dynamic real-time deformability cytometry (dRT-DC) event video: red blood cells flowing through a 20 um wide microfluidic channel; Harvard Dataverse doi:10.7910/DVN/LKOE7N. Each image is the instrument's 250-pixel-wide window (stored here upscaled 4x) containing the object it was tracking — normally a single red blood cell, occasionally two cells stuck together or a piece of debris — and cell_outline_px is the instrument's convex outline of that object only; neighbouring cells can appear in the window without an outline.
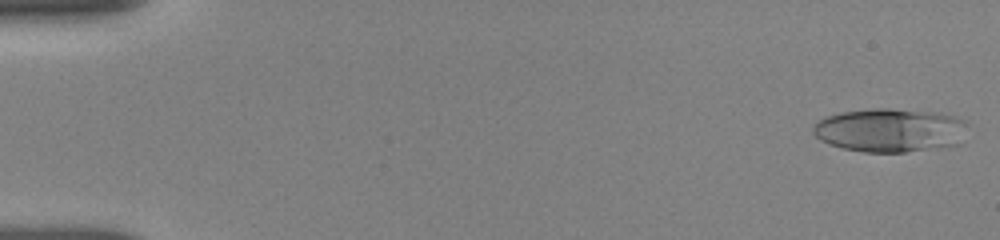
{"species": "human", "species_latin": "Homo sapiens", "temperature_condition": "room temperature", "stored_images_in_passage": 20, "camera_frame_rate_fps": 3000, "um_per_image_px": 0.085, "donor": {"sex": "female"}, "frame": {"image": 1, "passage_image": 1, "time_ms": 0.0, "image_size_px": [1000, 240], "cell_outline_px": [[968, 124], [960, 144], [904, 152], [864, 152], [840, 148], [828, 144], [820, 140], [812, 132], [812, 128], [816, 120], [824, 116], [840, 112], [876, 108], [888, 108], [940, 112], [956, 116], [968, 120]], "centroid_in_image_um": [75.65, 11.05], "position_along_channel_um": 9.4, "area_um2": 40.0}}
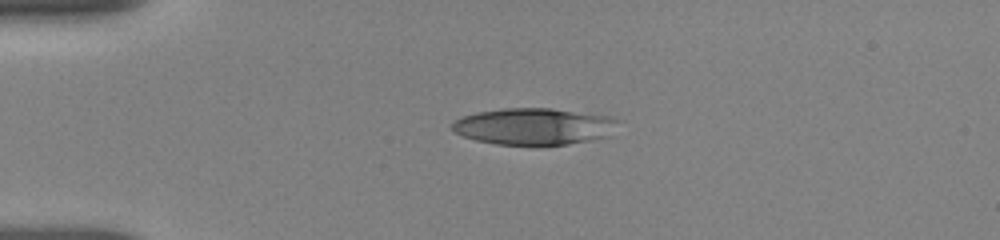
{"frame": {"image": 2, "passage_image": 14, "time_ms": 3.667, "image_size_px": [1000, 240], "cell_outline_px": [[624, 120], [608, 136], [568, 144], [496, 144], [476, 140], [464, 136], [456, 132], [452, 128], [452, 124], [456, 120], [464, 116], [476, 112], [504, 108], [552, 108], [612, 116]], "centroid_in_image_um": [45.47, 10.72], "position_along_channel_um": 39.5, "area_um2": 35.43}}